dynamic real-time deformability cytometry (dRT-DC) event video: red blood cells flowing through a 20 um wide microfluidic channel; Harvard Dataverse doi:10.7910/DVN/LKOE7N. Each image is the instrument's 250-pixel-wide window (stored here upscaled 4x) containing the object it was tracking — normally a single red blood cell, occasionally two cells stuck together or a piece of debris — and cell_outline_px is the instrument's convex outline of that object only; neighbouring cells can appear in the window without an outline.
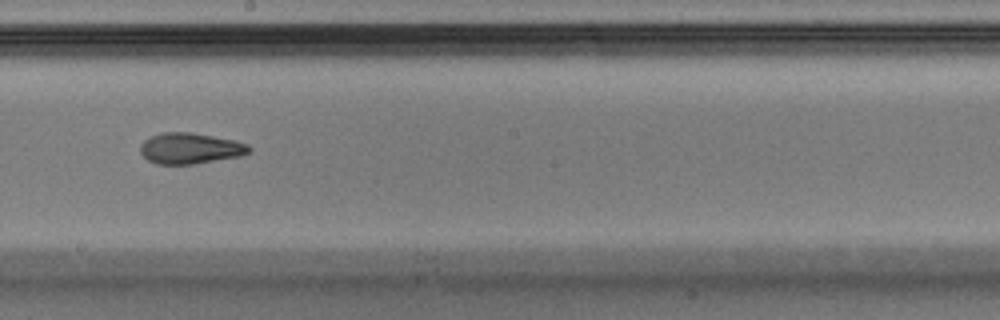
{"species": "Egyptian fruit bat (a non-hibernating species)", "species_latin": "Rousettus aegyptiacus", "temperature_condition": "warm", "stored_images_in_passage": 49, "camera_frame_rate_fps": 3000, "um_per_image_px": 0.085, "animal": {"sex": "male"}, "frame": {"image": 1, "passage_image": 28, "time_ms": 9.0, "image_size_px": [1000, 320], "cell_outline_px": [[252, 148], [248, 152], [240, 156], [196, 164], [156, 164], [148, 160], [140, 152], [140, 144], [144, 140], [152, 136], [164, 132], [192, 132], [236, 140], [248, 144]], "centroid_in_image_um": [16.18, 12.61], "position_along_channel_um": 232.0, "area_um2": 19.71}, "authors_computed_cell_mechanics": {"area_um2": 19.363, "velocity_mm_per_s": 4.1359, "shape_relaxation_time_tau1_ms": 4.6413, "shape_relaxation_time_tau2_ms": 2.5252, "deformation_change_tau1": 0.1751, "deformation_change_tau2": 0.1072}}